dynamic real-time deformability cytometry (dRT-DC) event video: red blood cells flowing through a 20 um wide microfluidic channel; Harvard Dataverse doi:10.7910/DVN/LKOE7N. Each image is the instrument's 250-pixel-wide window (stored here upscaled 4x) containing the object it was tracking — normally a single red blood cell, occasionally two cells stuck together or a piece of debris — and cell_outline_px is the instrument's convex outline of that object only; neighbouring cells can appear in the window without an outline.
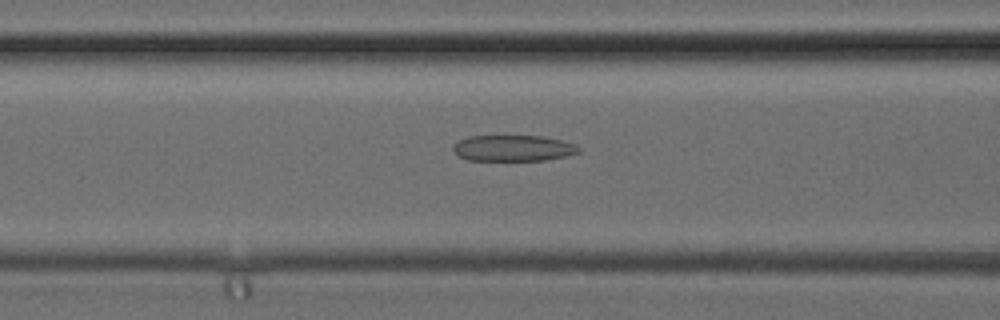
{"species": "common noctule bat (a hibernating species)", "species_latin": "Nyctalus noctula", "temperature_condition": "cold", "stored_images_in_passage": 31, "camera_frame_rate_fps": 3000, "um_per_image_px": 0.085, "animal": {"sex": "female", "body_mass_g": 24.6, "forearm_length_mm": 56.2}, "frame": {"image": 1, "passage_image": 9, "time_ms": 2.667, "image_size_px": [1000, 320], "cell_outline_px": [[580, 152], [564, 156], [544, 160], [468, 160], [452, 152], [452, 144], [468, 136], [544, 136], [576, 144], [580, 148]], "centroid_in_image_um": [43.59, 12.59], "position_along_channel_um": 123.0, "area_um2": 19.07}}
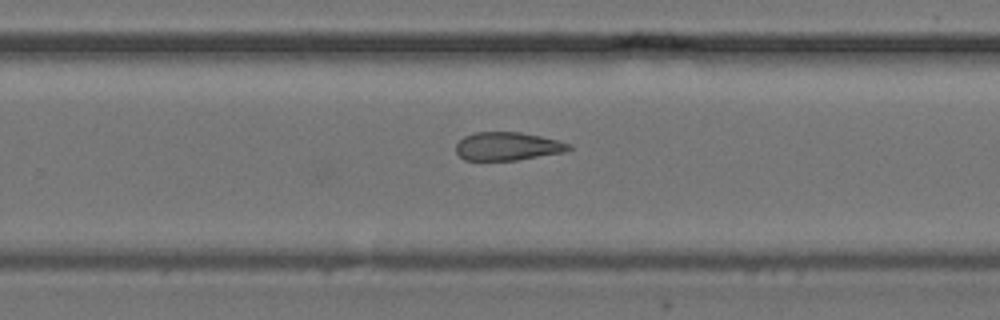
{"frame": {"image": 2, "passage_image": 18, "time_ms": 5.667, "image_size_px": [1000, 320], "cell_outline_px": [[572, 148], [564, 152], [516, 160], [464, 160], [456, 152], [456, 144], [464, 136], [476, 132], [520, 132], [540, 136], [572, 144]], "centroid_in_image_um": [43.14, 12.43], "position_along_channel_um": 286.7, "area_um2": 18.5}}
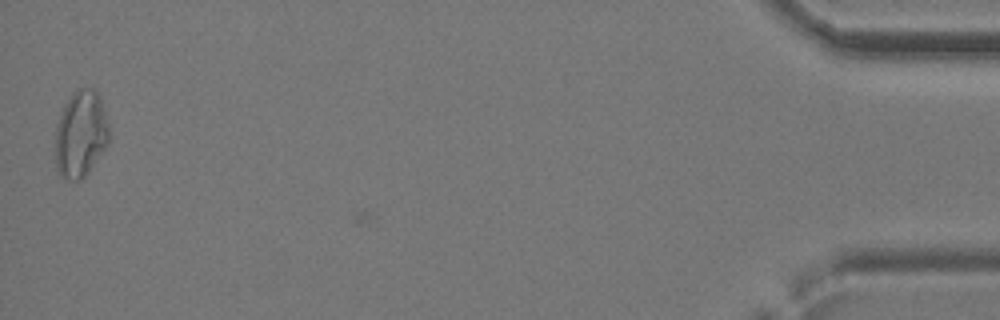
{"frame": {"image": 3, "passage_image": 31, "time_ms": 10.0, "image_size_px": [1000, 320], "cell_outline_px": [[108, 144], [88, 172], [80, 180], [68, 180], [60, 176], [56, 168], [56, 124], [64, 104], [72, 92], [80, 88], [92, 88], [100, 96], [108, 124]], "centroid_in_image_um": [6.84, 11.39], "position_along_channel_um": 428.4, "area_um2": 27.11}}